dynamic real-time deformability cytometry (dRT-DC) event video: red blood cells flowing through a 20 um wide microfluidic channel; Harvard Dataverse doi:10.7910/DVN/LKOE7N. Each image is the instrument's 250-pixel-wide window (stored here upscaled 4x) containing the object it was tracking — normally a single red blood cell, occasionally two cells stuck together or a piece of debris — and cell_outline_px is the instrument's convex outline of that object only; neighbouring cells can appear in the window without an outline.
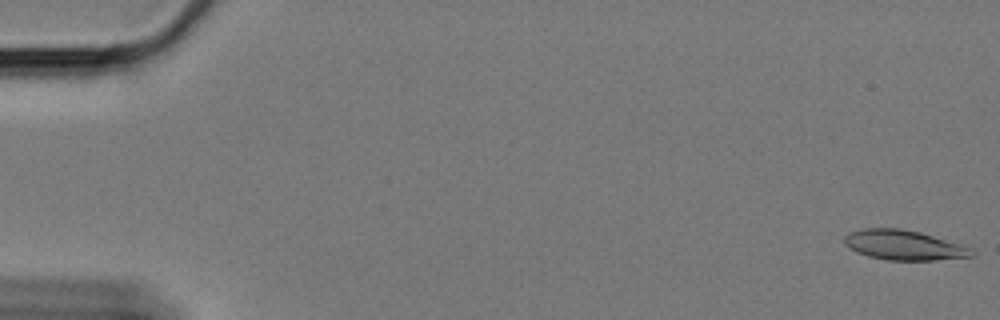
{"species": "Egyptian fruit bat (a non-hibernating species)", "species_latin": "Rousettus aegyptiacus", "temperature_condition": "cold", "stored_images_in_passage": 21, "camera_frame_rate_fps": 3000, "um_per_image_px": 0.085, "animal": {"sex": "female"}, "frame": {"image": 1, "passage_image": 1, "time_ms": 0.0, "image_size_px": [1000, 320], "cell_outline_px": [[976, 252], [972, 256], [936, 260], [888, 260], [868, 256], [856, 252], [848, 248], [844, 244], [844, 236], [848, 232], [860, 228], [900, 228], [920, 232], [960, 244]], "centroid_in_image_um": [76.75, 20.82], "position_along_channel_um": 8.2, "area_um2": 22.2}}
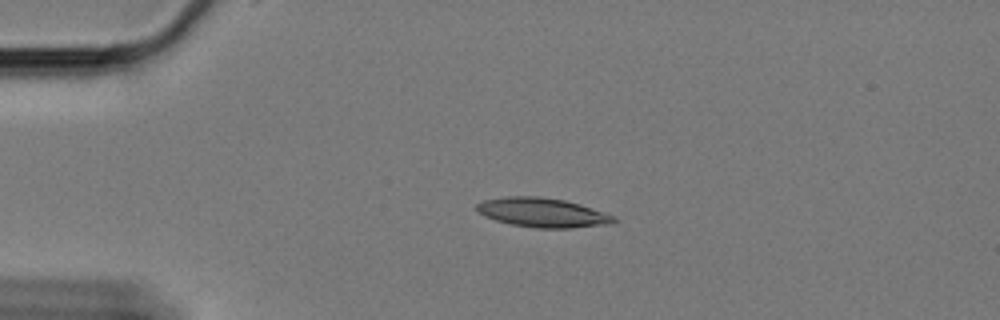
{"frame": {"image": 2, "passage_image": 14, "time_ms": 4.333, "image_size_px": [1000, 320], "cell_outline_px": [[616, 220], [612, 224], [572, 228], [536, 228], [512, 224], [496, 220], [484, 216], [476, 208], [476, 204], [484, 200], [504, 196], [540, 196], [564, 200], [580, 204], [616, 216]], "centroid_in_image_um": [46.14, 18.07], "position_along_channel_um": 38.9, "area_um2": 23.47}}
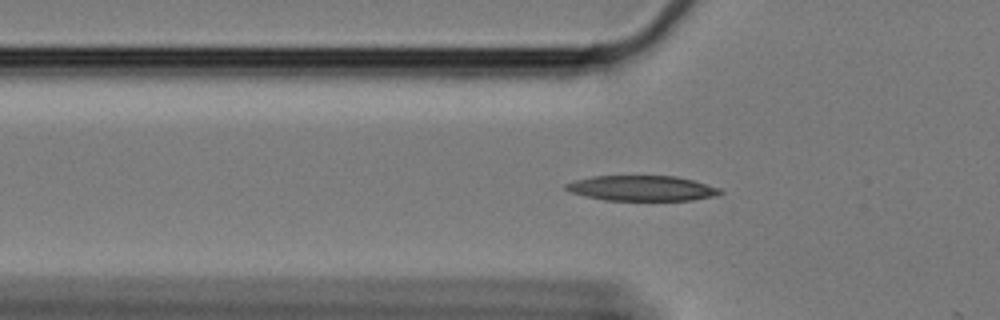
{"frame": {"image": 3, "passage_image": 20, "time_ms": 6.333, "image_size_px": [1000, 320], "cell_outline_px": [[724, 192], [716, 196], [692, 200], [604, 200], [584, 196], [572, 192], [564, 188], [564, 184], [576, 180], [592, 176], [676, 176], [692, 180], [720, 188]], "centroid_in_image_um": [54.56, 16.0], "position_along_channel_um": 71.2, "area_um2": 22.66}}